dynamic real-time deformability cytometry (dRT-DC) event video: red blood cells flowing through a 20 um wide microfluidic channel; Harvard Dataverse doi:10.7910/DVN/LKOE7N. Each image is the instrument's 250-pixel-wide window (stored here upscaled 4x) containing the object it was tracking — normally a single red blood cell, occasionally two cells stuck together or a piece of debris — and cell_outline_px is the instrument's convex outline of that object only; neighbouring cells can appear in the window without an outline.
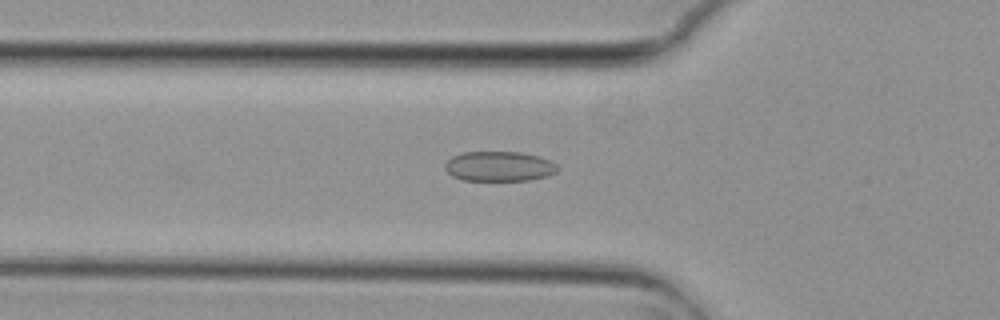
{"species": "common noctule bat (a hibernating species)", "species_latin": "Nyctalus noctula", "temperature_condition": "cold", "stored_images_in_passage": 46, "camera_frame_rate_fps": 3000, "um_per_image_px": 0.085, "animal": {"sex": "female", "body_mass_g": 29.2, "forearm_length_mm": 56.3}, "frame": {"image": 1, "passage_image": 10, "time_ms": 3.0, "image_size_px": [1000, 320], "cell_outline_px": [[560, 168], [556, 172], [544, 176], [528, 180], [460, 180], [452, 176], [444, 168], [444, 164], [452, 156], [464, 152], [520, 152], [540, 156], [552, 160]], "centroid_in_image_um": [42.43, 14.13], "position_along_channel_um": 83.4, "area_um2": 19.71}}
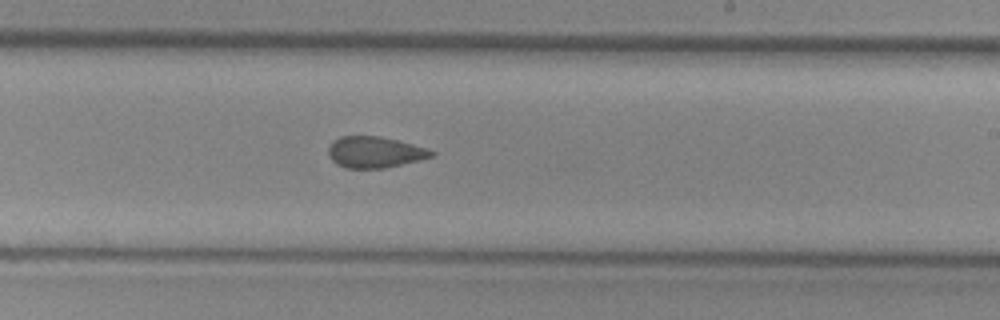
{"frame": {"image": 2, "passage_image": 24, "time_ms": 7.667, "image_size_px": [1000, 320], "cell_outline_px": [[436, 152], [432, 156], [420, 160], [384, 168], [344, 168], [336, 164], [328, 156], [328, 148], [332, 140], [340, 136], [380, 136], [428, 148]], "centroid_in_image_um": [31.82, 12.93], "position_along_channel_um": 257.2, "area_um2": 18.84}}
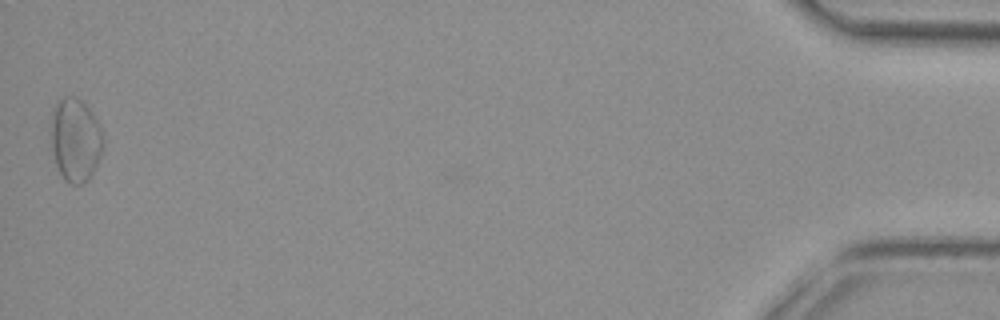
{"frame": {"image": 3, "passage_image": 46, "time_ms": 15.0, "image_size_px": [1000, 320], "cell_outline_px": [[104, 148], [88, 180], [84, 184], [72, 184], [64, 180], [56, 164], [48, 132], [52, 112], [56, 100], [64, 96], [72, 96], [80, 100], [92, 112], [100, 124], [104, 136]], "centroid_in_image_um": [6.39, 11.86], "position_along_channel_um": 428.8, "area_um2": 25.95}, "authors_computed_cell_mechanics": {"area_um2": 20.23, "velocity_mm_per_s": 3.7189, "shape_relaxation_time_tau1_ms": null, "shape_relaxation_time_tau2_ms": 2.6485, "deformation_change_tau1": null, "deformation_change_tau2": 0.0825}}